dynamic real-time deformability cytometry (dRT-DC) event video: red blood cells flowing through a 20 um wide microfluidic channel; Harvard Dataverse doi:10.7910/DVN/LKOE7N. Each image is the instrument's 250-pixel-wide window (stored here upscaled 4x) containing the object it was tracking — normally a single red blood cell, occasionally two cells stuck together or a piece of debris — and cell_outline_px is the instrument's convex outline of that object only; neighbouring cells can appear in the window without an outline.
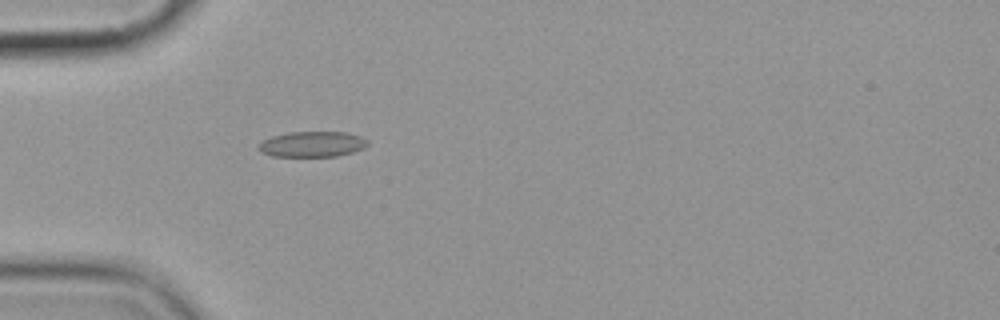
{"species": "common noctule bat (a hibernating species)", "species_latin": "Nyctalus noctula", "temperature_condition": "cold", "stored_images_in_passage": 2, "camera_frame_rate_fps": 3000, "um_per_image_px": 0.085, "animal": {"sex": "female", "body_mass_g": 19.9}, "frame": {"image": 1, "passage_image": 2, "time_ms": 2.0, "image_size_px": [1000, 320], "cell_outline_px": [[368, 144], [364, 148], [352, 152], [336, 156], [272, 156], [260, 152], [256, 148], [264, 140], [272, 136], [288, 132], [344, 132], [360, 136], [368, 140]], "centroid_in_image_um": [26.53, 12.25], "position_along_channel_um": 58.5, "area_um2": 16.18}}